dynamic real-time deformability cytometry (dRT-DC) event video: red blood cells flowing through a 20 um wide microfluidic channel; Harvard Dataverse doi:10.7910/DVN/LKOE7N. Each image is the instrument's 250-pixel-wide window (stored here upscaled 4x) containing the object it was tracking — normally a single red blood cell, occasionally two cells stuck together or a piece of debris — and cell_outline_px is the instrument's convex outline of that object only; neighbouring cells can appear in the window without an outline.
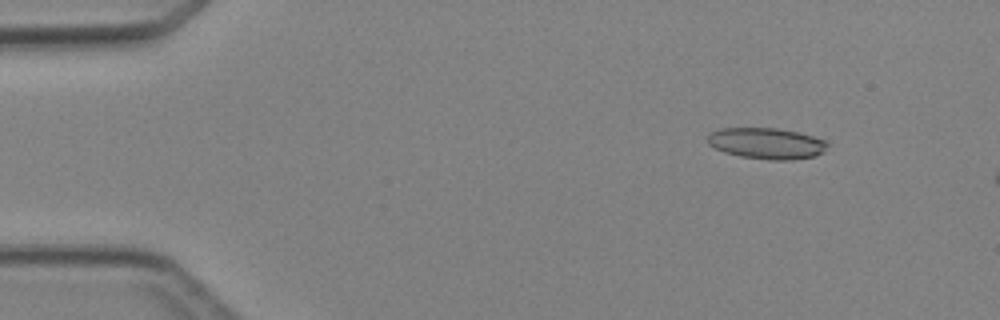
{"species": "Egyptian fruit bat (a non-hibernating species)", "species_latin": "Rousettus aegyptiacus", "temperature_condition": "cold", "stored_images_in_passage": 6, "segment_of_instrument_passage": [2, 2], "camera_frame_rate_fps": 3000, "um_per_image_px": 0.085, "animal": {"sex": "female"}, "frame": {"image": 1, "passage_image": 6, "time_ms": 6.0, "image_size_px": [1000, 320], "cell_outline_px": [[828, 144], [816, 156], [792, 160], [768, 160], [740, 156], [724, 152], [708, 144], [708, 136], [712, 132], [720, 128], [776, 128], [800, 132], [828, 140]], "centroid_in_image_um": [65.18, 12.18], "position_along_channel_um": 19.8, "area_um2": 21.79}}